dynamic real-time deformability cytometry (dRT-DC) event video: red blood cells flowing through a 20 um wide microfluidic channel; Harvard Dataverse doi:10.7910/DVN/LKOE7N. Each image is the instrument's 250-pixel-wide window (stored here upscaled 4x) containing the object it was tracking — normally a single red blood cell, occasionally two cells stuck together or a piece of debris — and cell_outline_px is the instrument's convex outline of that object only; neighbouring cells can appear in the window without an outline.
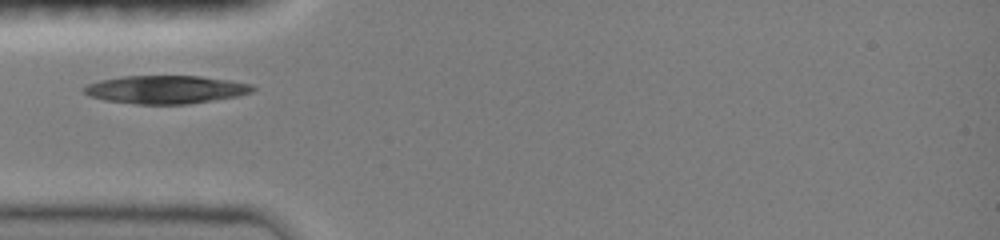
{"species": "common noctule bat (a hibernating species)", "species_latin": "Nyctalus noctula", "temperature_condition": "room temperature", "stored_images_in_passage": 37, "camera_frame_rate_fps": 3000, "um_per_image_px": 0.085, "animal": {"sex": "female", "body_mass_g": 19.0, "forearm_length_mm": 51.5}, "frame": {"image": 1, "passage_image": 1, "time_ms": 0.0, "image_size_px": [1000, 240], "cell_outline_px": [[256, 88], [252, 92], [236, 96], [188, 104], [136, 104], [104, 100], [88, 96], [84, 92], [84, 88], [88, 84], [100, 80], [124, 76], [200, 76], [228, 80], [252, 84]], "centroid_in_image_um": [14.08, 7.61], "position_along_channel_um": 70.9, "area_um2": 27.51}}
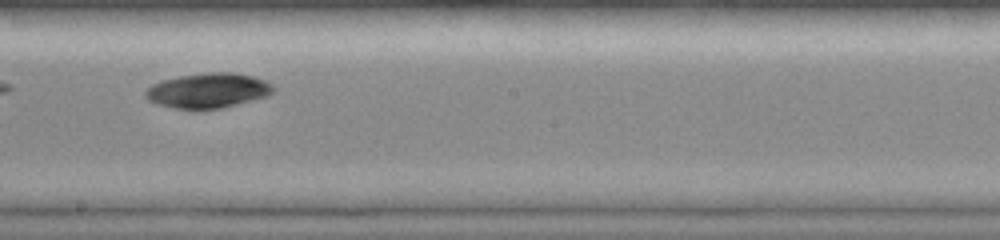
{"frame": {"image": 2, "passage_image": 16, "time_ms": 4.0, "image_size_px": [1000, 240], "cell_outline_px": [[276, 88], [268, 96], [220, 108], [176, 108], [156, 104], [148, 100], [144, 96], [144, 92], [152, 84], [160, 80], [180, 76], [204, 72], [232, 72], [252, 76], [264, 80], [272, 84]], "centroid_in_image_um": [17.67, 7.68], "position_along_channel_um": 230.5, "area_um2": 25.89}}
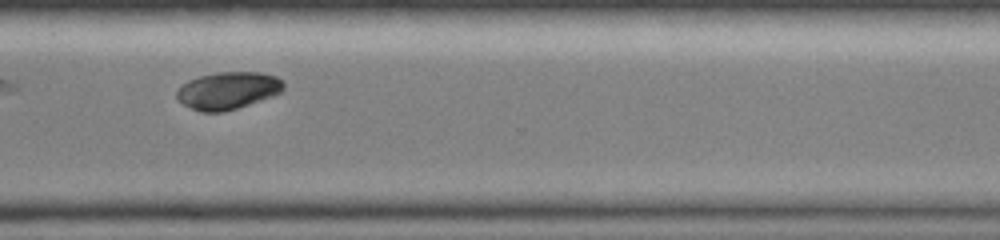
{"frame": {"image": 3, "passage_image": 28, "time_ms": 7.0, "image_size_px": [1000, 240], "cell_outline_px": [[284, 88], [280, 92], [272, 96], [224, 112], [200, 112], [176, 100], [176, 92], [180, 84], [188, 80], [200, 76], [216, 72], [260, 72], [276, 76], [284, 80]], "centroid_in_image_um": [19.34, 7.69], "position_along_channel_um": 351.3, "area_um2": 23.35}}